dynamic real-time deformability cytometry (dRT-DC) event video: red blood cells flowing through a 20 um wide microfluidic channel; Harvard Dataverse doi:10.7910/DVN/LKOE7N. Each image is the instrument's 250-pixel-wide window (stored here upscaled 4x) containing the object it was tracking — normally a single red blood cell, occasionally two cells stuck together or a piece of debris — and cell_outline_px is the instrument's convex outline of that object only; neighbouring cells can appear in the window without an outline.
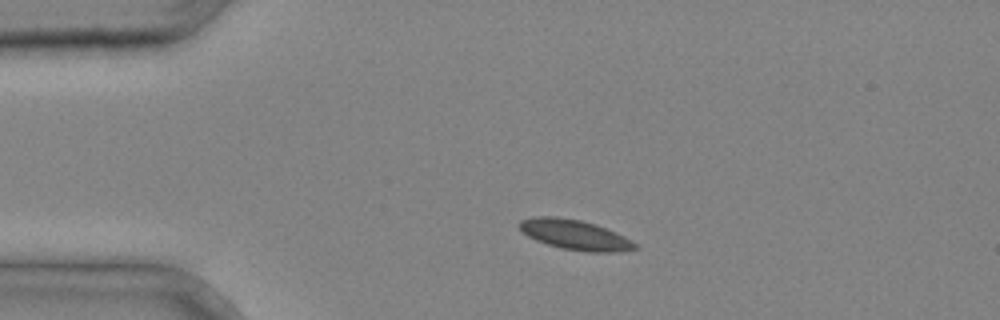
{"species": "common noctule bat (a hibernating species)", "species_latin": "Nyctalus noctula", "temperature_condition": "cold", "stored_images_in_passage": 2, "camera_frame_rate_fps": 3000, "um_per_image_px": 0.085, "animal": {"sex": "male", "body_mass_g": 20.4}, "frame": {"image": 1, "passage_image": 1, "time_ms": 0.0, "image_size_px": [1000, 320], "cell_outline_px": [[640, 248], [612, 252], [588, 252], [564, 248], [548, 244], [536, 240], [528, 236], [516, 224], [520, 220], [536, 216], [556, 216], [580, 220], [596, 224], [616, 232], [632, 240]], "centroid_in_image_um": [48.87, 19.94], "position_along_channel_um": 36.1, "area_um2": 20.11}}